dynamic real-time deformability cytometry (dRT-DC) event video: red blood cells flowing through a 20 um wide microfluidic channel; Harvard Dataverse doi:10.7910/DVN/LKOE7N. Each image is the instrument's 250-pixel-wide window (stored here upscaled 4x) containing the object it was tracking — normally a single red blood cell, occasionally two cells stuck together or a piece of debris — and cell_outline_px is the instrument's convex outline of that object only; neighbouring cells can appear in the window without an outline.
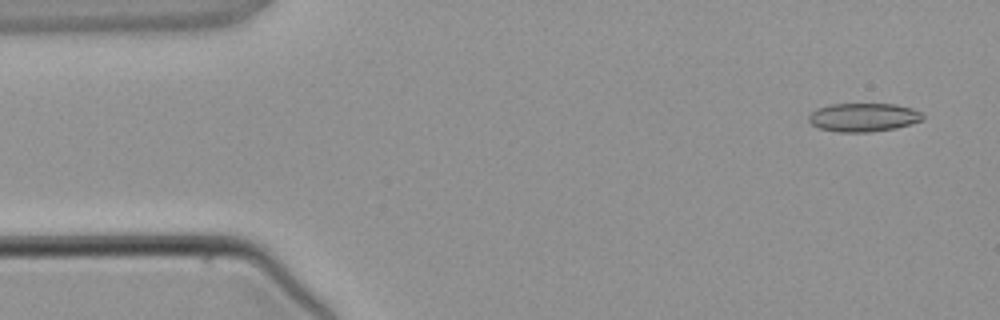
{"species": "common noctule bat (a hibernating species)", "species_latin": "Nyctalus noctula", "temperature_condition": "warm", "stored_images_in_passage": 4, "camera_frame_rate_fps": 3000, "um_per_image_px": 0.085, "animal": {"sex": "male", "body_mass_g": 21.5, "forearm_length_mm": 52.0}, "frame": {"image": 1, "passage_image": 1, "time_ms": 0.0, "image_size_px": [1000, 320], "cell_outline_px": [[924, 120], [896, 128], [872, 132], [840, 132], [820, 128], [812, 124], [808, 120], [808, 116], [816, 108], [828, 104], [896, 104], [912, 108], [920, 112], [924, 116]], "centroid_in_image_um": [73.4, 9.97], "position_along_channel_um": 11.6, "area_um2": 19.07}}
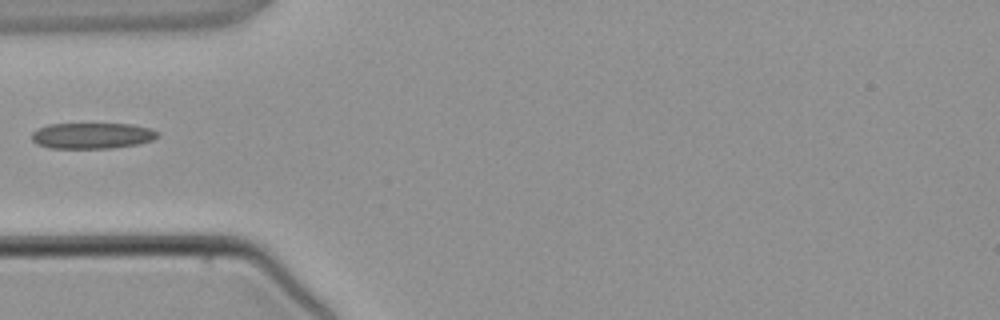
{"frame": {"image": 2, "passage_image": 4, "time_ms": 3.667, "image_size_px": [1000, 320], "cell_outline_px": [[160, 136], [152, 140], [140, 144], [112, 148], [48, 148], [36, 144], [32, 140], [32, 132], [48, 124], [132, 124], [152, 128], [160, 132]], "centroid_in_image_um": [7.88, 11.53], "position_along_channel_um": 77.1, "area_um2": 19.25}}